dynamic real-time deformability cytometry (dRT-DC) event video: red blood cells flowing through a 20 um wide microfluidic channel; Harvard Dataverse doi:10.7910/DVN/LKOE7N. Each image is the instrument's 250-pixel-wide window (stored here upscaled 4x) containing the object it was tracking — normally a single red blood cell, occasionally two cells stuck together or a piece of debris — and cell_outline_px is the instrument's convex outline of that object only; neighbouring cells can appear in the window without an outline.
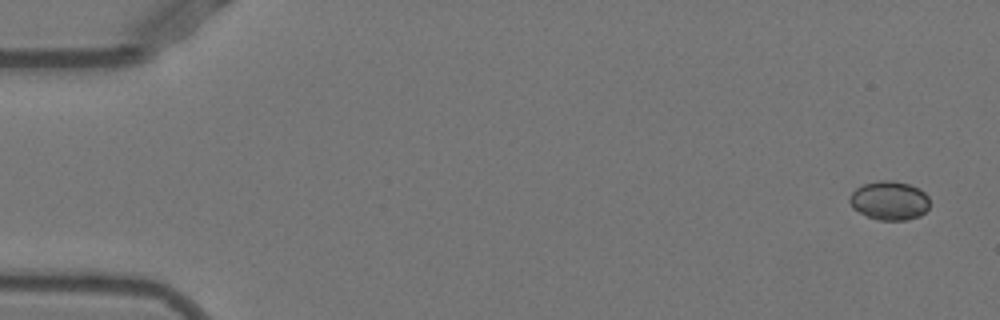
{"species": "Egyptian fruit bat (a non-hibernating species)", "species_latin": "Rousettus aegyptiacus", "temperature_condition": "warm", "stored_images_in_passage": 51, "camera_frame_rate_fps": 3000, "um_per_image_px": 0.085, "animal": {"sex": "female"}, "frame": {"image": 1, "passage_image": 1, "time_ms": 0.0, "image_size_px": [1000, 320], "cell_outline_px": [[928, 208], [920, 216], [908, 220], [880, 220], [868, 216], [852, 208], [848, 200], [848, 196], [856, 188], [864, 184], [880, 180], [892, 180], [908, 184], [920, 188], [928, 196]], "centroid_in_image_um": [75.59, 17.04], "position_along_channel_um": 9.4, "area_um2": 18.21}}
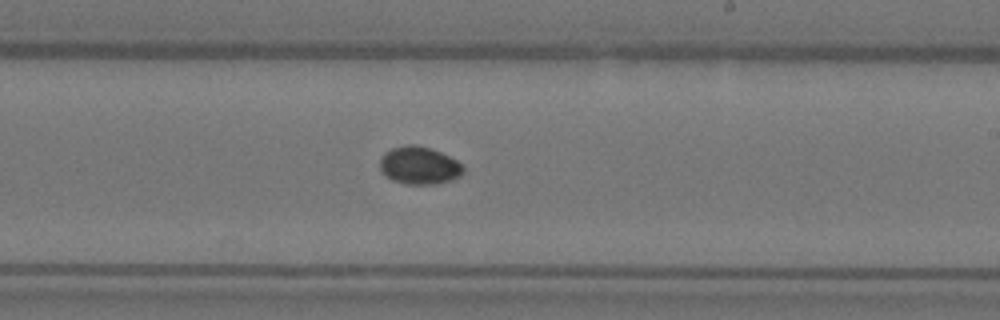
{"frame": {"image": 2, "passage_image": 30, "time_ms": 9.667, "image_size_px": [1000, 320], "cell_outline_px": [[464, 172], [460, 176], [452, 180], [436, 184], [404, 184], [392, 180], [384, 176], [380, 168], [380, 160], [384, 152], [392, 148], [408, 144], [416, 144], [432, 148], [456, 160], [464, 168]], "centroid_in_image_um": [35.62, 14.07], "position_along_channel_um": 253.4, "area_um2": 18.5}}
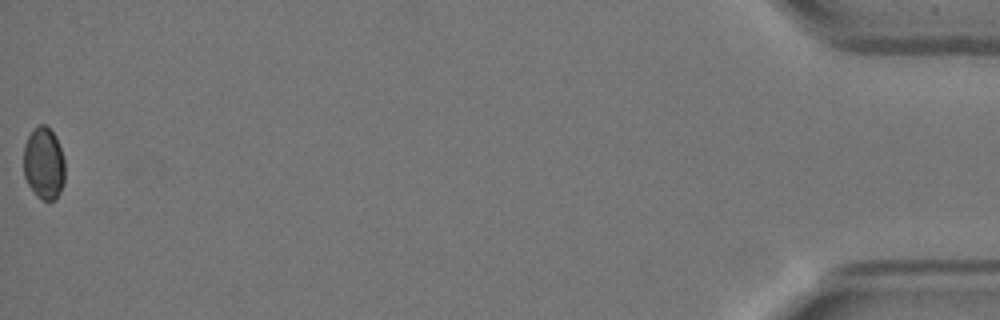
{"frame": {"image": 3, "passage_image": 51, "time_ms": 16.667, "image_size_px": [1000, 320], "cell_outline_px": [[64, 184], [56, 200], [40, 200], [28, 184], [24, 176], [24, 144], [28, 136], [40, 124], [44, 124], [56, 136], [64, 160]], "centroid_in_image_um": [3.73, 13.92], "position_along_channel_um": 431.5, "area_um2": 17.34}}